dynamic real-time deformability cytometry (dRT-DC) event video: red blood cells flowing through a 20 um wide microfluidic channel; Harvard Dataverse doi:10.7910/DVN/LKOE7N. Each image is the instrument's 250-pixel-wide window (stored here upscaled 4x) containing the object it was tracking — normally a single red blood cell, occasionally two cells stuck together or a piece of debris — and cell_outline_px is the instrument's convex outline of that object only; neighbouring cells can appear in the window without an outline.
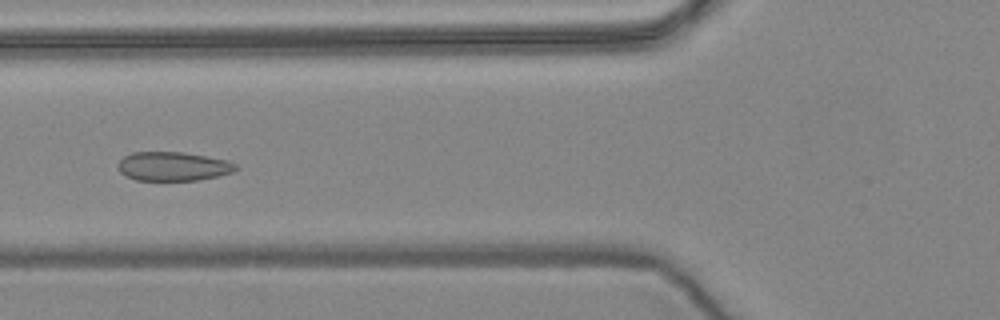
{"species": "common noctule bat (a hibernating species)", "species_latin": "Nyctalus noctula", "temperature_condition": "warm", "stored_images_in_passage": 57, "camera_frame_rate_fps": 3000, "um_per_image_px": 0.085, "animal": {"sex": "female", "body_mass_g": 24.6, "forearm_length_mm": 56.2}, "frame": {"image": 1, "passage_image": 22, "time_ms": 7.0, "image_size_px": [1000, 320], "cell_outline_px": [[240, 168], [232, 172], [220, 176], [196, 180], [136, 180], [120, 172], [116, 168], [116, 164], [124, 156], [132, 152], [184, 152], [228, 160], [236, 164]], "centroid_in_image_um": [14.72, 14.13], "position_along_channel_um": 111.1, "area_um2": 20.06}}
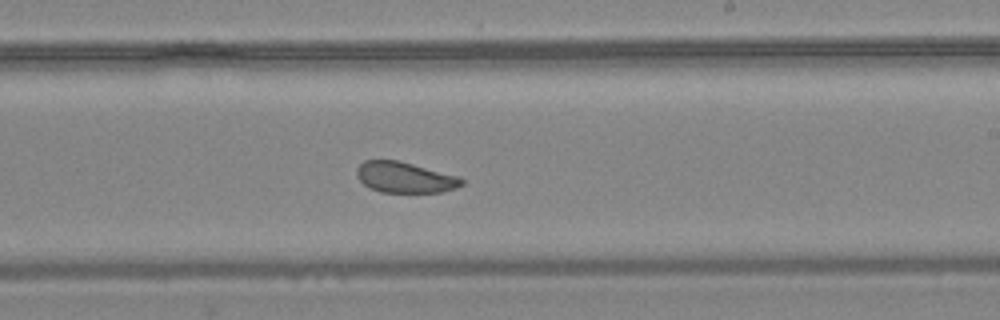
{"frame": {"image": 2, "passage_image": 34, "time_ms": 11.0, "image_size_px": [1000, 320], "cell_outline_px": [[464, 184], [456, 188], [444, 192], [380, 192], [364, 184], [356, 176], [356, 168], [364, 160], [400, 160], [460, 176], [464, 180]], "centroid_in_image_um": [34.45, 15.07], "position_along_channel_um": 254.6, "area_um2": 19.07}}
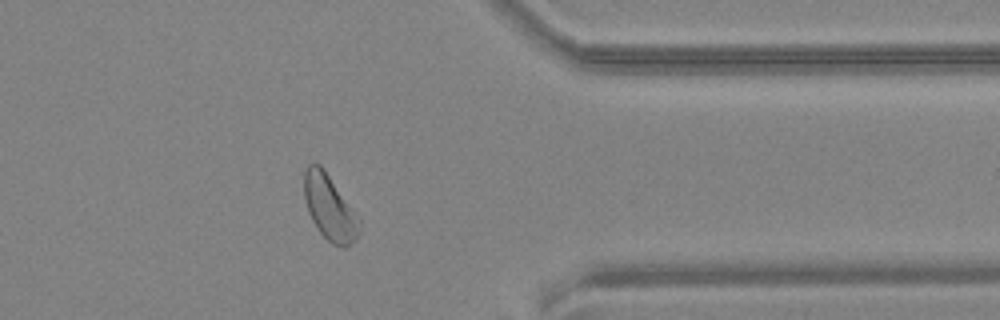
{"frame": {"image": 3, "passage_image": 46, "time_ms": 15.0, "image_size_px": [1000, 320], "cell_outline_px": [[360, 232], [356, 240], [344, 248], [340, 248], [332, 244], [320, 232], [312, 220], [308, 212], [304, 196], [304, 168], [308, 164], [320, 164], [324, 168], [356, 212], [360, 220]], "centroid_in_image_um": [28.03, 17.65], "position_along_channel_um": 383.4, "area_um2": 21.21}, "authors_computed_cell_mechanics": {"area_um2": 21.5594, "velocity_mm_per_s": 3.585, "shape_relaxation_time_tau1_ms": 8.2897, "shape_relaxation_time_tau2_ms": 2.8159, "deformation_change_tau1": 0.11, "deformation_change_tau2": 0.0713}}